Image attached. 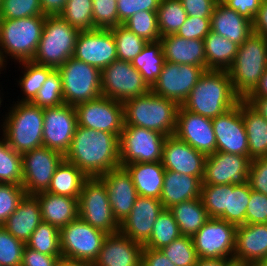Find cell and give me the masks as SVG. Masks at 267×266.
Instances as JSON below:
<instances>
[{"label": "cell", "mask_w": 267, "mask_h": 266, "mask_svg": "<svg viewBox=\"0 0 267 266\" xmlns=\"http://www.w3.org/2000/svg\"><path fill=\"white\" fill-rule=\"evenodd\" d=\"M46 16H33L0 21V61L6 67L14 62L31 61L42 36ZM6 58V59H5Z\"/></svg>", "instance_id": "obj_5"}, {"label": "cell", "mask_w": 267, "mask_h": 266, "mask_svg": "<svg viewBox=\"0 0 267 266\" xmlns=\"http://www.w3.org/2000/svg\"><path fill=\"white\" fill-rule=\"evenodd\" d=\"M6 70V68L2 65L1 61H0V71Z\"/></svg>", "instance_id": "obj_71"}, {"label": "cell", "mask_w": 267, "mask_h": 266, "mask_svg": "<svg viewBox=\"0 0 267 266\" xmlns=\"http://www.w3.org/2000/svg\"><path fill=\"white\" fill-rule=\"evenodd\" d=\"M262 1L263 0H222L221 2L250 21H253Z\"/></svg>", "instance_id": "obj_60"}, {"label": "cell", "mask_w": 267, "mask_h": 266, "mask_svg": "<svg viewBox=\"0 0 267 266\" xmlns=\"http://www.w3.org/2000/svg\"><path fill=\"white\" fill-rule=\"evenodd\" d=\"M181 235L193 236L209 219L201 198L183 201L169 208Z\"/></svg>", "instance_id": "obj_36"}, {"label": "cell", "mask_w": 267, "mask_h": 266, "mask_svg": "<svg viewBox=\"0 0 267 266\" xmlns=\"http://www.w3.org/2000/svg\"><path fill=\"white\" fill-rule=\"evenodd\" d=\"M252 30L267 40V2L265 1H262L260 8L254 16Z\"/></svg>", "instance_id": "obj_62"}, {"label": "cell", "mask_w": 267, "mask_h": 266, "mask_svg": "<svg viewBox=\"0 0 267 266\" xmlns=\"http://www.w3.org/2000/svg\"><path fill=\"white\" fill-rule=\"evenodd\" d=\"M122 25L147 42H156L161 38L158 29L157 11H139Z\"/></svg>", "instance_id": "obj_46"}, {"label": "cell", "mask_w": 267, "mask_h": 266, "mask_svg": "<svg viewBox=\"0 0 267 266\" xmlns=\"http://www.w3.org/2000/svg\"><path fill=\"white\" fill-rule=\"evenodd\" d=\"M200 198L209 218H219L227 208L228 184H202Z\"/></svg>", "instance_id": "obj_49"}, {"label": "cell", "mask_w": 267, "mask_h": 266, "mask_svg": "<svg viewBox=\"0 0 267 266\" xmlns=\"http://www.w3.org/2000/svg\"><path fill=\"white\" fill-rule=\"evenodd\" d=\"M206 70L205 67L165 61L151 91L157 96L175 101L180 106L186 101L191 89Z\"/></svg>", "instance_id": "obj_16"}, {"label": "cell", "mask_w": 267, "mask_h": 266, "mask_svg": "<svg viewBox=\"0 0 267 266\" xmlns=\"http://www.w3.org/2000/svg\"><path fill=\"white\" fill-rule=\"evenodd\" d=\"M165 62L162 42H147L141 53L131 62L140 72L143 80L151 88L157 81Z\"/></svg>", "instance_id": "obj_37"}, {"label": "cell", "mask_w": 267, "mask_h": 266, "mask_svg": "<svg viewBox=\"0 0 267 266\" xmlns=\"http://www.w3.org/2000/svg\"><path fill=\"white\" fill-rule=\"evenodd\" d=\"M22 155V187L26 195H35L46 191L57 166L64 155L54 149L39 147Z\"/></svg>", "instance_id": "obj_13"}, {"label": "cell", "mask_w": 267, "mask_h": 266, "mask_svg": "<svg viewBox=\"0 0 267 266\" xmlns=\"http://www.w3.org/2000/svg\"><path fill=\"white\" fill-rule=\"evenodd\" d=\"M78 216L92 227L107 234L119 232L103 182L98 177H88L78 198Z\"/></svg>", "instance_id": "obj_9"}, {"label": "cell", "mask_w": 267, "mask_h": 266, "mask_svg": "<svg viewBox=\"0 0 267 266\" xmlns=\"http://www.w3.org/2000/svg\"><path fill=\"white\" fill-rule=\"evenodd\" d=\"M56 266H65V258H61L60 261L56 264Z\"/></svg>", "instance_id": "obj_70"}, {"label": "cell", "mask_w": 267, "mask_h": 266, "mask_svg": "<svg viewBox=\"0 0 267 266\" xmlns=\"http://www.w3.org/2000/svg\"><path fill=\"white\" fill-rule=\"evenodd\" d=\"M247 182L253 191L267 195V156L251 160Z\"/></svg>", "instance_id": "obj_56"}, {"label": "cell", "mask_w": 267, "mask_h": 266, "mask_svg": "<svg viewBox=\"0 0 267 266\" xmlns=\"http://www.w3.org/2000/svg\"><path fill=\"white\" fill-rule=\"evenodd\" d=\"M188 16L211 18L218 0H180Z\"/></svg>", "instance_id": "obj_58"}, {"label": "cell", "mask_w": 267, "mask_h": 266, "mask_svg": "<svg viewBox=\"0 0 267 266\" xmlns=\"http://www.w3.org/2000/svg\"><path fill=\"white\" fill-rule=\"evenodd\" d=\"M142 248L120 232L108 234L93 266H141Z\"/></svg>", "instance_id": "obj_26"}, {"label": "cell", "mask_w": 267, "mask_h": 266, "mask_svg": "<svg viewBox=\"0 0 267 266\" xmlns=\"http://www.w3.org/2000/svg\"><path fill=\"white\" fill-rule=\"evenodd\" d=\"M25 245L46 255L62 256L60 229L43 221L33 231Z\"/></svg>", "instance_id": "obj_43"}, {"label": "cell", "mask_w": 267, "mask_h": 266, "mask_svg": "<svg viewBox=\"0 0 267 266\" xmlns=\"http://www.w3.org/2000/svg\"><path fill=\"white\" fill-rule=\"evenodd\" d=\"M124 106V126H138L160 132L166 136L176 131L179 105L170 99L157 96L151 90L128 99Z\"/></svg>", "instance_id": "obj_3"}, {"label": "cell", "mask_w": 267, "mask_h": 266, "mask_svg": "<svg viewBox=\"0 0 267 266\" xmlns=\"http://www.w3.org/2000/svg\"><path fill=\"white\" fill-rule=\"evenodd\" d=\"M64 159L73 163L87 177L101 176L121 167L119 136L77 125Z\"/></svg>", "instance_id": "obj_1"}, {"label": "cell", "mask_w": 267, "mask_h": 266, "mask_svg": "<svg viewBox=\"0 0 267 266\" xmlns=\"http://www.w3.org/2000/svg\"><path fill=\"white\" fill-rule=\"evenodd\" d=\"M67 0H40L43 14L46 16L59 15L65 7Z\"/></svg>", "instance_id": "obj_63"}, {"label": "cell", "mask_w": 267, "mask_h": 266, "mask_svg": "<svg viewBox=\"0 0 267 266\" xmlns=\"http://www.w3.org/2000/svg\"><path fill=\"white\" fill-rule=\"evenodd\" d=\"M245 100L267 121V97H246Z\"/></svg>", "instance_id": "obj_64"}, {"label": "cell", "mask_w": 267, "mask_h": 266, "mask_svg": "<svg viewBox=\"0 0 267 266\" xmlns=\"http://www.w3.org/2000/svg\"><path fill=\"white\" fill-rule=\"evenodd\" d=\"M250 196L251 186L248 182L243 185L228 184L227 208L219 219L236 227L246 224V211Z\"/></svg>", "instance_id": "obj_39"}, {"label": "cell", "mask_w": 267, "mask_h": 266, "mask_svg": "<svg viewBox=\"0 0 267 266\" xmlns=\"http://www.w3.org/2000/svg\"><path fill=\"white\" fill-rule=\"evenodd\" d=\"M0 183L21 186L23 183L22 155L14 151L3 136L0 138Z\"/></svg>", "instance_id": "obj_42"}, {"label": "cell", "mask_w": 267, "mask_h": 266, "mask_svg": "<svg viewBox=\"0 0 267 266\" xmlns=\"http://www.w3.org/2000/svg\"><path fill=\"white\" fill-rule=\"evenodd\" d=\"M207 156L175 135L167 136L161 163L165 170L196 176L203 179Z\"/></svg>", "instance_id": "obj_22"}, {"label": "cell", "mask_w": 267, "mask_h": 266, "mask_svg": "<svg viewBox=\"0 0 267 266\" xmlns=\"http://www.w3.org/2000/svg\"><path fill=\"white\" fill-rule=\"evenodd\" d=\"M108 234L92 227L79 216L60 229L62 258L93 263Z\"/></svg>", "instance_id": "obj_11"}, {"label": "cell", "mask_w": 267, "mask_h": 266, "mask_svg": "<svg viewBox=\"0 0 267 266\" xmlns=\"http://www.w3.org/2000/svg\"><path fill=\"white\" fill-rule=\"evenodd\" d=\"M180 236L179 227L173 214L169 209H164L162 213L157 216L156 222L153 224L152 235L143 247L161 249Z\"/></svg>", "instance_id": "obj_40"}, {"label": "cell", "mask_w": 267, "mask_h": 266, "mask_svg": "<svg viewBox=\"0 0 267 266\" xmlns=\"http://www.w3.org/2000/svg\"><path fill=\"white\" fill-rule=\"evenodd\" d=\"M93 22L96 29H112L120 25L116 0H93Z\"/></svg>", "instance_id": "obj_52"}, {"label": "cell", "mask_w": 267, "mask_h": 266, "mask_svg": "<svg viewBox=\"0 0 267 266\" xmlns=\"http://www.w3.org/2000/svg\"><path fill=\"white\" fill-rule=\"evenodd\" d=\"M101 76L102 96L121 103L151 90L131 62L114 60L101 71Z\"/></svg>", "instance_id": "obj_12"}, {"label": "cell", "mask_w": 267, "mask_h": 266, "mask_svg": "<svg viewBox=\"0 0 267 266\" xmlns=\"http://www.w3.org/2000/svg\"><path fill=\"white\" fill-rule=\"evenodd\" d=\"M211 31L241 45L253 33L252 21L218 1L214 7Z\"/></svg>", "instance_id": "obj_27"}, {"label": "cell", "mask_w": 267, "mask_h": 266, "mask_svg": "<svg viewBox=\"0 0 267 266\" xmlns=\"http://www.w3.org/2000/svg\"><path fill=\"white\" fill-rule=\"evenodd\" d=\"M242 119L249 146V158L267 156V121L245 99H242Z\"/></svg>", "instance_id": "obj_33"}, {"label": "cell", "mask_w": 267, "mask_h": 266, "mask_svg": "<svg viewBox=\"0 0 267 266\" xmlns=\"http://www.w3.org/2000/svg\"><path fill=\"white\" fill-rule=\"evenodd\" d=\"M247 97H267V70L260 78L258 85Z\"/></svg>", "instance_id": "obj_66"}, {"label": "cell", "mask_w": 267, "mask_h": 266, "mask_svg": "<svg viewBox=\"0 0 267 266\" xmlns=\"http://www.w3.org/2000/svg\"><path fill=\"white\" fill-rule=\"evenodd\" d=\"M240 100L228 71L206 70L182 106L190 112L213 119L236 106Z\"/></svg>", "instance_id": "obj_2"}, {"label": "cell", "mask_w": 267, "mask_h": 266, "mask_svg": "<svg viewBox=\"0 0 267 266\" xmlns=\"http://www.w3.org/2000/svg\"><path fill=\"white\" fill-rule=\"evenodd\" d=\"M24 195L21 185L0 183V225L16 210Z\"/></svg>", "instance_id": "obj_53"}, {"label": "cell", "mask_w": 267, "mask_h": 266, "mask_svg": "<svg viewBox=\"0 0 267 266\" xmlns=\"http://www.w3.org/2000/svg\"><path fill=\"white\" fill-rule=\"evenodd\" d=\"M267 258V224L237 226L233 261L254 266Z\"/></svg>", "instance_id": "obj_25"}, {"label": "cell", "mask_w": 267, "mask_h": 266, "mask_svg": "<svg viewBox=\"0 0 267 266\" xmlns=\"http://www.w3.org/2000/svg\"><path fill=\"white\" fill-rule=\"evenodd\" d=\"M25 243L0 225V266H20Z\"/></svg>", "instance_id": "obj_51"}, {"label": "cell", "mask_w": 267, "mask_h": 266, "mask_svg": "<svg viewBox=\"0 0 267 266\" xmlns=\"http://www.w3.org/2000/svg\"><path fill=\"white\" fill-rule=\"evenodd\" d=\"M167 136L147 128L123 126L119 136L121 167L130 163L161 162Z\"/></svg>", "instance_id": "obj_10"}, {"label": "cell", "mask_w": 267, "mask_h": 266, "mask_svg": "<svg viewBox=\"0 0 267 266\" xmlns=\"http://www.w3.org/2000/svg\"><path fill=\"white\" fill-rule=\"evenodd\" d=\"M141 266H175L160 249L142 248Z\"/></svg>", "instance_id": "obj_61"}, {"label": "cell", "mask_w": 267, "mask_h": 266, "mask_svg": "<svg viewBox=\"0 0 267 266\" xmlns=\"http://www.w3.org/2000/svg\"><path fill=\"white\" fill-rule=\"evenodd\" d=\"M57 71L62 79L65 104L75 106L102 96L100 69L72 56Z\"/></svg>", "instance_id": "obj_8"}, {"label": "cell", "mask_w": 267, "mask_h": 266, "mask_svg": "<svg viewBox=\"0 0 267 266\" xmlns=\"http://www.w3.org/2000/svg\"><path fill=\"white\" fill-rule=\"evenodd\" d=\"M77 125L120 136L124 126L123 103L101 96L74 106Z\"/></svg>", "instance_id": "obj_14"}, {"label": "cell", "mask_w": 267, "mask_h": 266, "mask_svg": "<svg viewBox=\"0 0 267 266\" xmlns=\"http://www.w3.org/2000/svg\"><path fill=\"white\" fill-rule=\"evenodd\" d=\"M160 250L175 266H195L198 260L191 236L181 235Z\"/></svg>", "instance_id": "obj_47"}, {"label": "cell", "mask_w": 267, "mask_h": 266, "mask_svg": "<svg viewBox=\"0 0 267 266\" xmlns=\"http://www.w3.org/2000/svg\"><path fill=\"white\" fill-rule=\"evenodd\" d=\"M164 209L160 199L138 196L131 212L120 224L119 232L144 245L152 235L157 216Z\"/></svg>", "instance_id": "obj_23"}, {"label": "cell", "mask_w": 267, "mask_h": 266, "mask_svg": "<svg viewBox=\"0 0 267 266\" xmlns=\"http://www.w3.org/2000/svg\"><path fill=\"white\" fill-rule=\"evenodd\" d=\"M0 74H1V72H0ZM0 92H1V90H0ZM1 94H2V96H3V93H0V107H1V103H2V101H3V99L1 98L2 96H1Z\"/></svg>", "instance_id": "obj_72"}, {"label": "cell", "mask_w": 267, "mask_h": 266, "mask_svg": "<svg viewBox=\"0 0 267 266\" xmlns=\"http://www.w3.org/2000/svg\"><path fill=\"white\" fill-rule=\"evenodd\" d=\"M124 168L130 174L138 196L160 199L165 175L161 162L130 163Z\"/></svg>", "instance_id": "obj_32"}, {"label": "cell", "mask_w": 267, "mask_h": 266, "mask_svg": "<svg viewBox=\"0 0 267 266\" xmlns=\"http://www.w3.org/2000/svg\"><path fill=\"white\" fill-rule=\"evenodd\" d=\"M246 224H267V195L251 189Z\"/></svg>", "instance_id": "obj_57"}, {"label": "cell", "mask_w": 267, "mask_h": 266, "mask_svg": "<svg viewBox=\"0 0 267 266\" xmlns=\"http://www.w3.org/2000/svg\"><path fill=\"white\" fill-rule=\"evenodd\" d=\"M65 266H93V263L65 258Z\"/></svg>", "instance_id": "obj_67"}, {"label": "cell", "mask_w": 267, "mask_h": 266, "mask_svg": "<svg viewBox=\"0 0 267 266\" xmlns=\"http://www.w3.org/2000/svg\"><path fill=\"white\" fill-rule=\"evenodd\" d=\"M73 57L102 71L118 59L112 31L109 29L80 31Z\"/></svg>", "instance_id": "obj_19"}, {"label": "cell", "mask_w": 267, "mask_h": 266, "mask_svg": "<svg viewBox=\"0 0 267 266\" xmlns=\"http://www.w3.org/2000/svg\"><path fill=\"white\" fill-rule=\"evenodd\" d=\"M41 222L42 215L38 199L34 195L25 194L16 210L2 226L15 238L26 244Z\"/></svg>", "instance_id": "obj_29"}, {"label": "cell", "mask_w": 267, "mask_h": 266, "mask_svg": "<svg viewBox=\"0 0 267 266\" xmlns=\"http://www.w3.org/2000/svg\"><path fill=\"white\" fill-rule=\"evenodd\" d=\"M202 180L196 176L165 170L160 202L165 209L183 201L200 198Z\"/></svg>", "instance_id": "obj_30"}, {"label": "cell", "mask_w": 267, "mask_h": 266, "mask_svg": "<svg viewBox=\"0 0 267 266\" xmlns=\"http://www.w3.org/2000/svg\"><path fill=\"white\" fill-rule=\"evenodd\" d=\"M187 17L180 0H161L157 10L158 29L161 37L176 34Z\"/></svg>", "instance_id": "obj_41"}, {"label": "cell", "mask_w": 267, "mask_h": 266, "mask_svg": "<svg viewBox=\"0 0 267 266\" xmlns=\"http://www.w3.org/2000/svg\"><path fill=\"white\" fill-rule=\"evenodd\" d=\"M43 116V146L65 155L77 126L75 107L63 104L54 108H45Z\"/></svg>", "instance_id": "obj_18"}, {"label": "cell", "mask_w": 267, "mask_h": 266, "mask_svg": "<svg viewBox=\"0 0 267 266\" xmlns=\"http://www.w3.org/2000/svg\"><path fill=\"white\" fill-rule=\"evenodd\" d=\"M22 71L20 79L17 81L22 89L24 96L16 102H32L37 96L38 91L42 87L48 76L55 70L54 68L40 65L31 61L18 62Z\"/></svg>", "instance_id": "obj_38"}, {"label": "cell", "mask_w": 267, "mask_h": 266, "mask_svg": "<svg viewBox=\"0 0 267 266\" xmlns=\"http://www.w3.org/2000/svg\"><path fill=\"white\" fill-rule=\"evenodd\" d=\"M267 70V40L252 33L239 45L235 60L227 70L235 93L245 99Z\"/></svg>", "instance_id": "obj_6"}, {"label": "cell", "mask_w": 267, "mask_h": 266, "mask_svg": "<svg viewBox=\"0 0 267 266\" xmlns=\"http://www.w3.org/2000/svg\"><path fill=\"white\" fill-rule=\"evenodd\" d=\"M231 262L226 258H198L195 266H228Z\"/></svg>", "instance_id": "obj_65"}, {"label": "cell", "mask_w": 267, "mask_h": 266, "mask_svg": "<svg viewBox=\"0 0 267 266\" xmlns=\"http://www.w3.org/2000/svg\"><path fill=\"white\" fill-rule=\"evenodd\" d=\"M210 31V18H197L193 16H188L184 24L177 31L176 35L185 39L204 40Z\"/></svg>", "instance_id": "obj_55"}, {"label": "cell", "mask_w": 267, "mask_h": 266, "mask_svg": "<svg viewBox=\"0 0 267 266\" xmlns=\"http://www.w3.org/2000/svg\"><path fill=\"white\" fill-rule=\"evenodd\" d=\"M61 258L40 253L25 245L20 266H56Z\"/></svg>", "instance_id": "obj_59"}, {"label": "cell", "mask_w": 267, "mask_h": 266, "mask_svg": "<svg viewBox=\"0 0 267 266\" xmlns=\"http://www.w3.org/2000/svg\"><path fill=\"white\" fill-rule=\"evenodd\" d=\"M251 159L243 155L216 151L205 161L202 184L243 185L247 183Z\"/></svg>", "instance_id": "obj_20"}, {"label": "cell", "mask_w": 267, "mask_h": 266, "mask_svg": "<svg viewBox=\"0 0 267 266\" xmlns=\"http://www.w3.org/2000/svg\"><path fill=\"white\" fill-rule=\"evenodd\" d=\"M120 25L139 11H157L161 0H116Z\"/></svg>", "instance_id": "obj_54"}, {"label": "cell", "mask_w": 267, "mask_h": 266, "mask_svg": "<svg viewBox=\"0 0 267 266\" xmlns=\"http://www.w3.org/2000/svg\"><path fill=\"white\" fill-rule=\"evenodd\" d=\"M79 31L96 29L93 22V0H67L58 15Z\"/></svg>", "instance_id": "obj_44"}, {"label": "cell", "mask_w": 267, "mask_h": 266, "mask_svg": "<svg viewBox=\"0 0 267 266\" xmlns=\"http://www.w3.org/2000/svg\"><path fill=\"white\" fill-rule=\"evenodd\" d=\"M228 266H249V265H245V264H242V263H238V262L232 261Z\"/></svg>", "instance_id": "obj_69"}, {"label": "cell", "mask_w": 267, "mask_h": 266, "mask_svg": "<svg viewBox=\"0 0 267 266\" xmlns=\"http://www.w3.org/2000/svg\"><path fill=\"white\" fill-rule=\"evenodd\" d=\"M206 69L228 70L236 57L239 45L210 31L204 39Z\"/></svg>", "instance_id": "obj_34"}, {"label": "cell", "mask_w": 267, "mask_h": 266, "mask_svg": "<svg viewBox=\"0 0 267 266\" xmlns=\"http://www.w3.org/2000/svg\"><path fill=\"white\" fill-rule=\"evenodd\" d=\"M0 126L8 145L18 153L43 146V109L32 102H13Z\"/></svg>", "instance_id": "obj_4"}, {"label": "cell", "mask_w": 267, "mask_h": 266, "mask_svg": "<svg viewBox=\"0 0 267 266\" xmlns=\"http://www.w3.org/2000/svg\"><path fill=\"white\" fill-rule=\"evenodd\" d=\"M174 135L206 156L216 152V136L212 119L190 112L182 105L177 111Z\"/></svg>", "instance_id": "obj_21"}, {"label": "cell", "mask_w": 267, "mask_h": 266, "mask_svg": "<svg viewBox=\"0 0 267 266\" xmlns=\"http://www.w3.org/2000/svg\"><path fill=\"white\" fill-rule=\"evenodd\" d=\"M79 32L58 15L46 16L42 36L32 61L57 70L74 55Z\"/></svg>", "instance_id": "obj_7"}, {"label": "cell", "mask_w": 267, "mask_h": 266, "mask_svg": "<svg viewBox=\"0 0 267 266\" xmlns=\"http://www.w3.org/2000/svg\"><path fill=\"white\" fill-rule=\"evenodd\" d=\"M98 178L106 188L113 215L121 224L131 212L138 197L132 178L124 167L110 170Z\"/></svg>", "instance_id": "obj_24"}, {"label": "cell", "mask_w": 267, "mask_h": 266, "mask_svg": "<svg viewBox=\"0 0 267 266\" xmlns=\"http://www.w3.org/2000/svg\"><path fill=\"white\" fill-rule=\"evenodd\" d=\"M32 103L41 109L54 108L65 104L63 100L62 79L57 70H54L48 76Z\"/></svg>", "instance_id": "obj_48"}, {"label": "cell", "mask_w": 267, "mask_h": 266, "mask_svg": "<svg viewBox=\"0 0 267 266\" xmlns=\"http://www.w3.org/2000/svg\"><path fill=\"white\" fill-rule=\"evenodd\" d=\"M216 136V151L249 158L248 138L242 119V99L221 115L212 119Z\"/></svg>", "instance_id": "obj_17"}, {"label": "cell", "mask_w": 267, "mask_h": 266, "mask_svg": "<svg viewBox=\"0 0 267 266\" xmlns=\"http://www.w3.org/2000/svg\"><path fill=\"white\" fill-rule=\"evenodd\" d=\"M165 61L206 68L204 40L185 39L176 34L160 38Z\"/></svg>", "instance_id": "obj_28"}, {"label": "cell", "mask_w": 267, "mask_h": 266, "mask_svg": "<svg viewBox=\"0 0 267 266\" xmlns=\"http://www.w3.org/2000/svg\"><path fill=\"white\" fill-rule=\"evenodd\" d=\"M236 226L219 218H209L192 236L198 258H226L233 261Z\"/></svg>", "instance_id": "obj_15"}, {"label": "cell", "mask_w": 267, "mask_h": 266, "mask_svg": "<svg viewBox=\"0 0 267 266\" xmlns=\"http://www.w3.org/2000/svg\"><path fill=\"white\" fill-rule=\"evenodd\" d=\"M39 202L42 221L58 229L78 217V198L56 195L47 191L34 195Z\"/></svg>", "instance_id": "obj_31"}, {"label": "cell", "mask_w": 267, "mask_h": 266, "mask_svg": "<svg viewBox=\"0 0 267 266\" xmlns=\"http://www.w3.org/2000/svg\"><path fill=\"white\" fill-rule=\"evenodd\" d=\"M88 177L73 163L63 159L57 166L47 192L79 198L84 181Z\"/></svg>", "instance_id": "obj_35"}, {"label": "cell", "mask_w": 267, "mask_h": 266, "mask_svg": "<svg viewBox=\"0 0 267 266\" xmlns=\"http://www.w3.org/2000/svg\"><path fill=\"white\" fill-rule=\"evenodd\" d=\"M254 266H267V258L258 261Z\"/></svg>", "instance_id": "obj_68"}, {"label": "cell", "mask_w": 267, "mask_h": 266, "mask_svg": "<svg viewBox=\"0 0 267 266\" xmlns=\"http://www.w3.org/2000/svg\"><path fill=\"white\" fill-rule=\"evenodd\" d=\"M116 43L117 58L126 62H132L141 53L147 41L137 36L124 25H118L112 29Z\"/></svg>", "instance_id": "obj_45"}, {"label": "cell", "mask_w": 267, "mask_h": 266, "mask_svg": "<svg viewBox=\"0 0 267 266\" xmlns=\"http://www.w3.org/2000/svg\"><path fill=\"white\" fill-rule=\"evenodd\" d=\"M1 19H20L43 14L40 0H2L0 5Z\"/></svg>", "instance_id": "obj_50"}]
</instances>
